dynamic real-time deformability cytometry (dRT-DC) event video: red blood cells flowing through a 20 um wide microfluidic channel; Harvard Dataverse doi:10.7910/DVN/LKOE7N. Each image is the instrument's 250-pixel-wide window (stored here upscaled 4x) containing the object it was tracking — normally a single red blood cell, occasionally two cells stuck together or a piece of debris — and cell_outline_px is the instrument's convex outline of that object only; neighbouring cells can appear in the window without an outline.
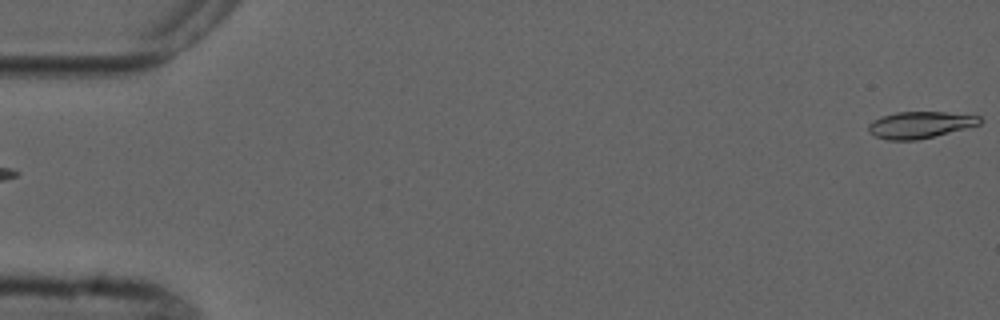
{"species": "common noctule bat (a hibernating species)", "species_latin": "Nyctalus noctula", "temperature_condition": "cold", "stored_images_in_passage": 6, "segment_of_instrument_passage": [2, 2], "camera_frame_rate_fps": 3000, "um_per_image_px": 0.085, "animal": {"sex": "male", "forearm_length_mm": 52.5}, "frame": {"image": 1, "passage_image": 6, "time_ms": 6.0, "image_size_px": [1000, 320], "cell_outline_px": [[984, 120], [980, 124], [916, 140], [888, 140], [876, 136], [868, 132], [868, 124], [872, 120], [880, 116], [896, 112], [944, 112], [980, 116]], "centroid_in_image_um": [78.16, 10.6], "position_along_channel_um": 6.8, "area_um2": 17.17}}